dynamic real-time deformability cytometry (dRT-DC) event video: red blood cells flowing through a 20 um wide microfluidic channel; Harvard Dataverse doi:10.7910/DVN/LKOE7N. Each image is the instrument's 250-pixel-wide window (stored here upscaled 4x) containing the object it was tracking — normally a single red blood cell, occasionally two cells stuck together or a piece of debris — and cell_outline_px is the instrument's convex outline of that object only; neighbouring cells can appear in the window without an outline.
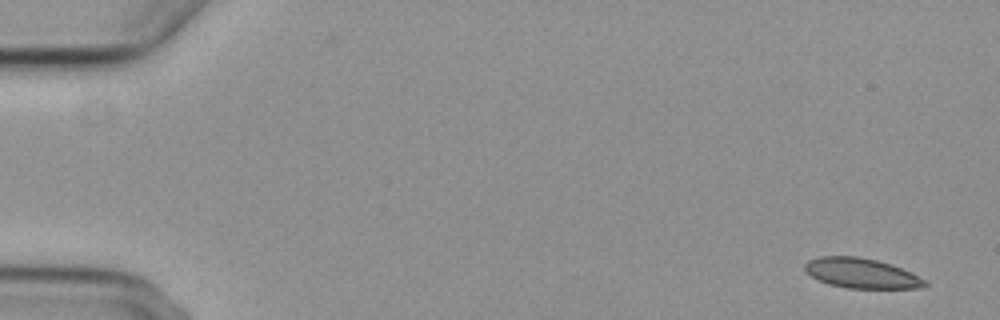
{"species": "common noctule bat (a hibernating species)", "species_latin": "Nyctalus noctula", "temperature_condition": "cold", "stored_images_in_passage": 4, "camera_frame_rate_fps": 3000, "um_per_image_px": 0.085, "animal": {"sex": "female", "body_mass_g": 29.2, "forearm_length_mm": 56.3}, "frame": {"image": 1, "passage_image": 1, "time_ms": 0.0, "image_size_px": [1000, 320], "cell_outline_px": [[928, 284], [920, 288], [848, 288], [828, 284], [804, 272], [804, 264], [808, 260], [820, 256], [856, 256], [876, 260], [892, 264], [928, 280]], "centroid_in_image_um": [73.22, 23.22], "position_along_channel_um": 11.8, "area_um2": 21.04}}